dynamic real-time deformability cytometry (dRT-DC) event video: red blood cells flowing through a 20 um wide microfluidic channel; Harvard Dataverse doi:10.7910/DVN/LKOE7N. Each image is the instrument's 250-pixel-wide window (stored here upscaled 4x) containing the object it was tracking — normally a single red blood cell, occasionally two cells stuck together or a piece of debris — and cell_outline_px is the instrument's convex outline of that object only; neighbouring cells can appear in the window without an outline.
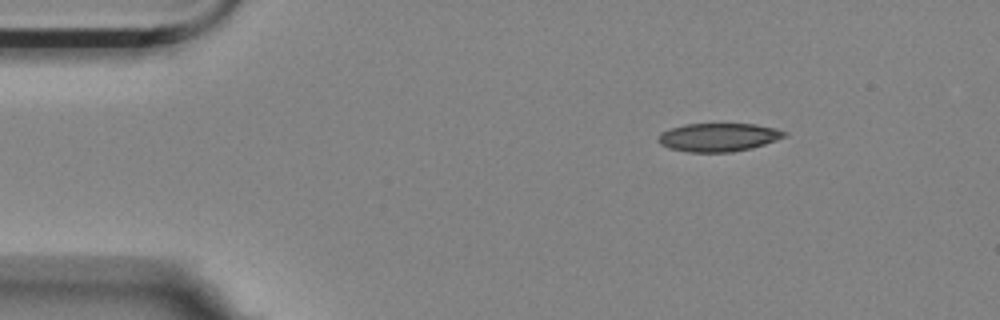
{"species": "Egyptian fruit bat (a non-hibernating species)", "species_latin": "Rousettus aegyptiacus", "temperature_condition": "room temperature", "stored_images_in_passage": 5, "camera_frame_rate_fps": 3000, "um_per_image_px": 0.085, "animal": {"sex": "female"}, "frame": {"image": 1, "passage_image": 2, "time_ms": 0.333, "image_size_px": [1000, 320], "cell_outline_px": [[788, 136], [752, 148], [732, 152], [688, 152], [668, 148], [660, 144], [656, 140], [660, 132], [684, 124], [756, 124], [776, 128], [788, 132]], "centroid_in_image_um": [61.07, 11.67], "position_along_channel_um": 23.9, "area_um2": 21.04}}
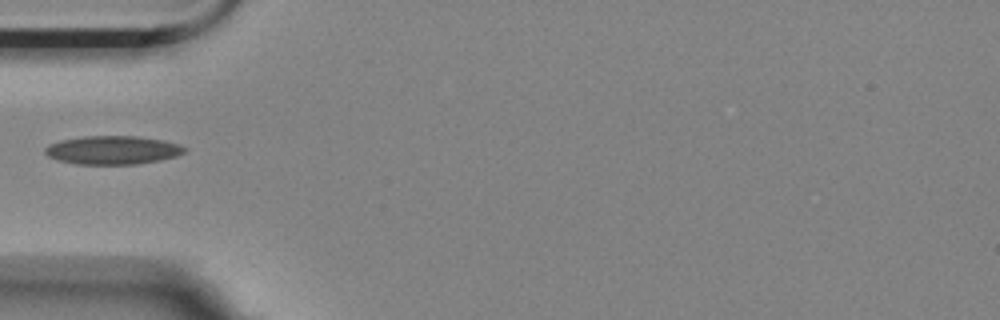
{"frame": {"image": 2, "passage_image": 5, "time_ms": 1.333, "image_size_px": [1000, 320], "cell_outline_px": [[188, 148], [184, 152], [176, 156], [160, 160], [136, 164], [76, 164], [56, 160], [48, 156], [44, 152], [44, 148], [48, 144], [60, 140], [84, 136], [136, 136], [164, 140]], "centroid_in_image_um": [9.54, 12.75], "position_along_channel_um": 75.5, "area_um2": 23.24}}